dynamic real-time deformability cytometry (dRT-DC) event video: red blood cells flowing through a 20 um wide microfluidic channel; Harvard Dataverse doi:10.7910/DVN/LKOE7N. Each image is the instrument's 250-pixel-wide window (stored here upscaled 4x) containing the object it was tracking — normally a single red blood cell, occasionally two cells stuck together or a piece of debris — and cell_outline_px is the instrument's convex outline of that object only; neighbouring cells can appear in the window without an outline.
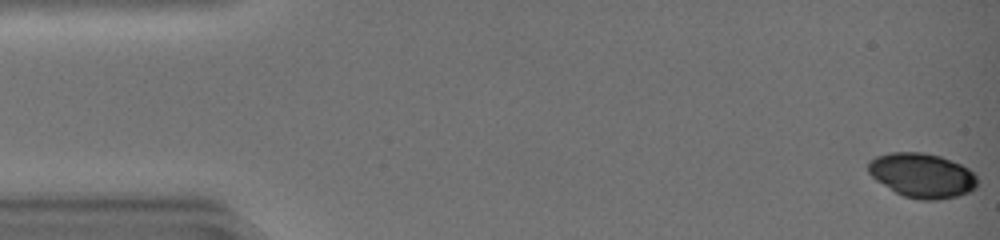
{"species": "common noctule bat (a hibernating species)", "species_latin": "Nyctalus noctula", "temperature_condition": "warm", "stored_images_in_passage": 46, "camera_frame_rate_fps": 3000, "um_per_image_px": 0.085, "animal": {"sex": "female", "body_mass_g": 19.0, "forearm_length_mm": 51.5}, "frame": {"image": 1, "passage_image": 1, "time_ms": 0.0, "image_size_px": [1000, 240], "cell_outline_px": [[976, 184], [968, 192], [952, 196], [928, 200], [904, 196], [896, 192], [872, 176], [868, 172], [868, 164], [876, 156], [888, 152], [924, 152], [940, 156], [952, 160], [968, 168], [976, 176]], "centroid_in_image_um": [78.35, 14.87], "position_along_channel_um": 6.6, "area_um2": 27.57}}
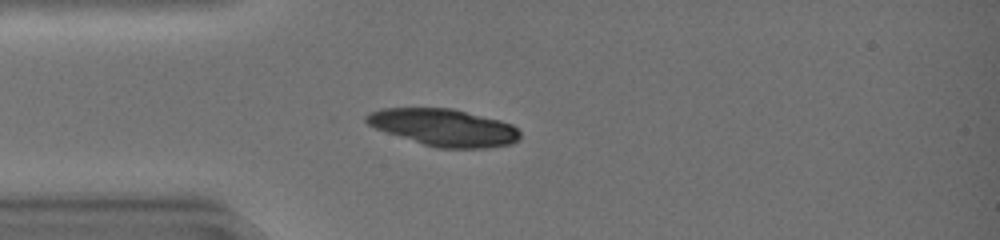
{"frame": {"image": 2, "passage_image": 13, "time_ms": 4.0, "image_size_px": [1000, 240], "cell_outline_px": [[520, 136], [516, 140], [508, 144], [484, 148], [436, 148], [376, 128], [368, 124], [364, 120], [372, 112], [384, 108], [452, 108], [500, 120], [512, 124], [520, 132]], "centroid_in_image_um": [37.76, 10.83], "position_along_channel_um": 47.2, "area_um2": 32.66}}